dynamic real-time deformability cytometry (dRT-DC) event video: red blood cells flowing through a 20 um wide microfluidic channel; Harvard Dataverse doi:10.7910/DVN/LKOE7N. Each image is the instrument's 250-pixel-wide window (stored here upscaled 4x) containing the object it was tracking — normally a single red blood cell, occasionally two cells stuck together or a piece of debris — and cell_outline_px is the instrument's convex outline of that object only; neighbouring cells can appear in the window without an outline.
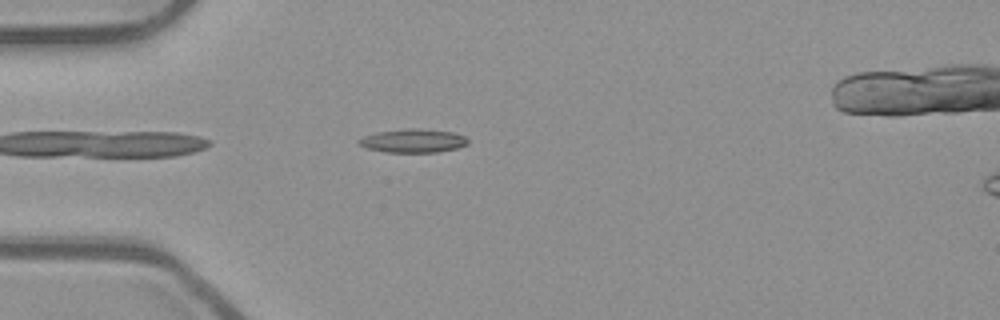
{"species": "common noctule bat (a hibernating species)", "species_latin": "Nyctalus noctula", "temperature_condition": "room temperature", "stored_images_in_passage": 41, "camera_frame_rate_fps": 3000, "um_per_image_px": 0.085, "animal": {"sex": "male", "body_mass_g": 23.1, "forearm_length_mm": 52.7}, "frame": {"image": 1, "passage_image": 3, "time_ms": 0.667, "image_size_px": [1000, 320], "cell_outline_px": [[468, 144], [456, 148], [436, 152], [384, 152], [364, 148], [356, 140], [364, 136], [376, 132], [408, 128], [420, 128], [452, 132], [464, 136], [468, 140]], "centroid_in_image_um": [35.08, 11.96], "position_along_channel_um": 49.9, "area_um2": 15.03}}
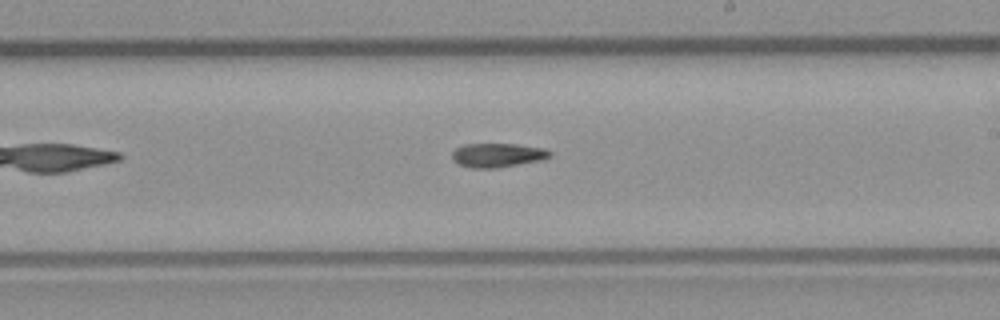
{"frame": {"image": 2, "passage_image": 19, "time_ms": 6.0, "image_size_px": [1000, 320], "cell_outline_px": [[552, 156], [540, 160], [496, 168], [472, 168], [460, 164], [452, 160], [452, 152], [456, 148], [464, 144], [516, 144], [544, 148], [552, 152]], "centroid_in_image_um": [42.29, 13.18], "position_along_channel_um": 246.7, "area_um2": 13.64}}
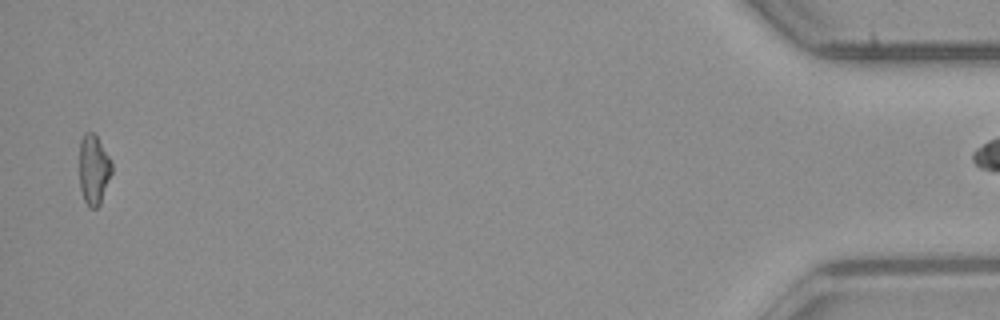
{"frame": {"image": 3, "passage_image": 40, "time_ms": 13.0, "image_size_px": [1000, 320], "cell_outline_px": [[112, 172], [100, 204], [96, 208], [88, 208], [84, 200], [80, 188], [80, 140], [84, 132], [92, 132], [96, 136], [112, 160]], "centroid_in_image_um": [7.97, 14.42], "position_along_channel_um": 427.2, "area_um2": 13.24}}